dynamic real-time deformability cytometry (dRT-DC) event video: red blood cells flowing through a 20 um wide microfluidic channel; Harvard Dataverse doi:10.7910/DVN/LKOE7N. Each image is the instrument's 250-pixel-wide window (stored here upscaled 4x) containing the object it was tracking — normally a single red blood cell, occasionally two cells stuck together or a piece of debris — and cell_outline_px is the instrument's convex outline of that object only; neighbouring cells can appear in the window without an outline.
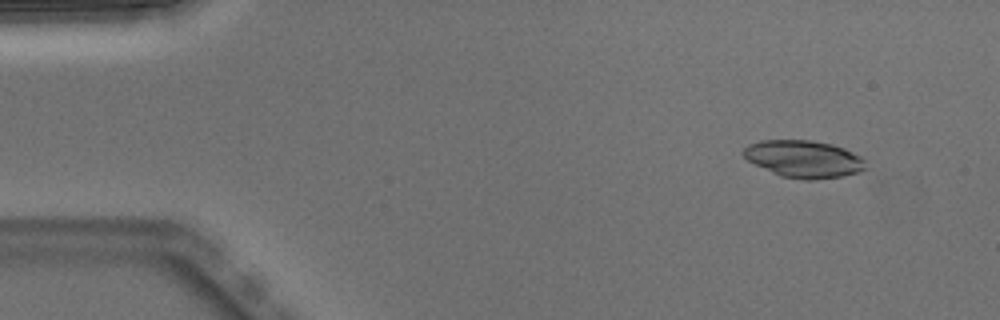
{"species": "Egyptian fruit bat (a non-hibernating species)", "species_latin": "Rousettus aegyptiacus", "temperature_condition": "warm", "stored_images_in_passage": 5, "camera_frame_rate_fps": 3000, "um_per_image_px": 0.085, "animal": {"sex": "male"}, "frame": {"image": 1, "passage_image": 2, "time_ms": 0.333, "image_size_px": [1000, 320], "cell_outline_px": [[868, 168], [860, 172], [840, 176], [816, 180], [804, 180], [780, 176], [748, 160], [744, 156], [744, 148], [748, 144], [760, 140], [808, 140], [832, 144], [844, 148], [860, 156], [864, 160]], "centroid_in_image_um": [68.35, 13.51], "position_along_channel_um": 16.7, "area_um2": 26.47}}
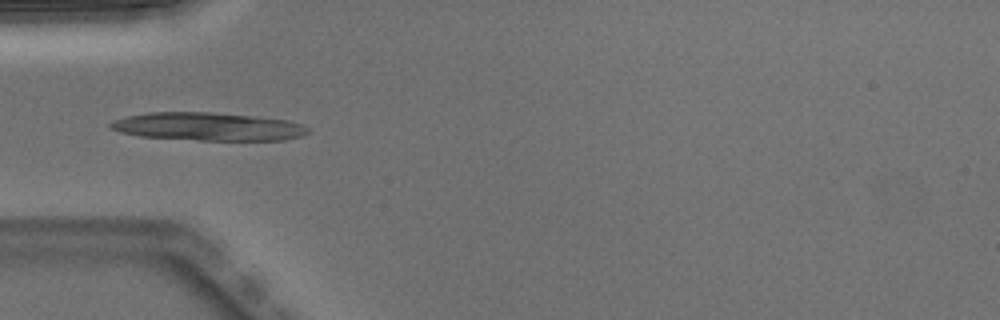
{"frame": {"image": 2, "passage_image": 5, "time_ms": 1.333, "image_size_px": [1000, 320], "cell_outline_px": [[312, 132], [304, 136], [284, 140], [200, 140], [140, 136], [120, 132], [108, 128], [108, 124], [116, 120], [128, 116], [148, 112], [212, 112], [252, 116], [288, 120], [304, 124]], "centroid_in_image_um": [17.74, 10.76], "position_along_channel_um": 67.3, "area_um2": 32.43}}